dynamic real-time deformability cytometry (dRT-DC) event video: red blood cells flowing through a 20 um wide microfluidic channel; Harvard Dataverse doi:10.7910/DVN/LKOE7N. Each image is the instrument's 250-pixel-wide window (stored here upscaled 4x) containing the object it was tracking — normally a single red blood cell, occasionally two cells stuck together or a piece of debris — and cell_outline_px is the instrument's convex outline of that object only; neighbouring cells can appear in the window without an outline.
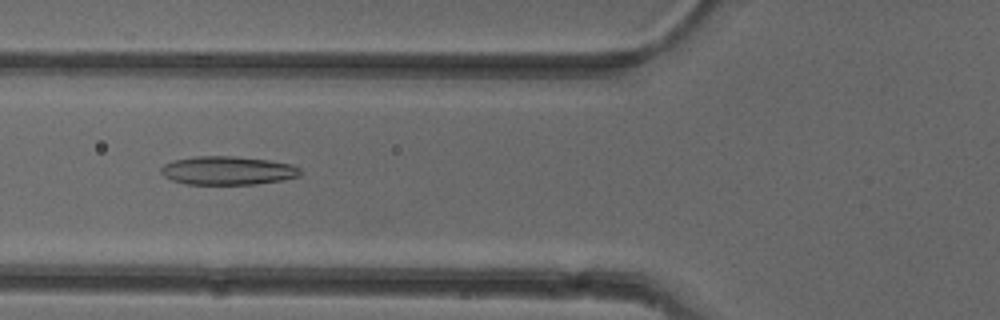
{"species": "common noctule bat (a hibernating species)", "species_latin": "Nyctalus noctula", "temperature_condition": "cold", "stored_images_in_passage": 39, "camera_frame_rate_fps": 3000, "um_per_image_px": 0.085, "animal": {"sex": "female"}, "frame": {"image": 1, "passage_image": 7, "time_ms": 2.0, "image_size_px": [1000, 320], "cell_outline_px": [[300, 176], [284, 180], [256, 184], [188, 184], [172, 180], [164, 176], [160, 172], [160, 168], [164, 164], [172, 160], [196, 156], [232, 156], [268, 160], [292, 164], [300, 168]], "centroid_in_image_um": [19.35, 14.49], "position_along_channel_um": 106.5, "area_um2": 23.24}}
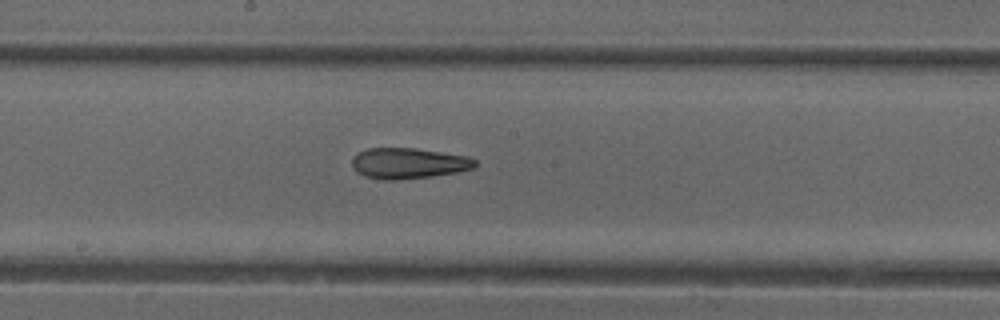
{"frame": {"image": 2, "passage_image": 15, "time_ms": 4.667, "image_size_px": [1000, 320], "cell_outline_px": [[476, 168], [456, 172], [432, 176], [400, 180], [384, 180], [364, 176], [356, 172], [352, 168], [352, 156], [368, 148], [416, 148], [468, 156], [476, 160]], "centroid_in_image_um": [34.71, 13.88], "position_along_channel_um": 213.5, "area_um2": 22.25}}
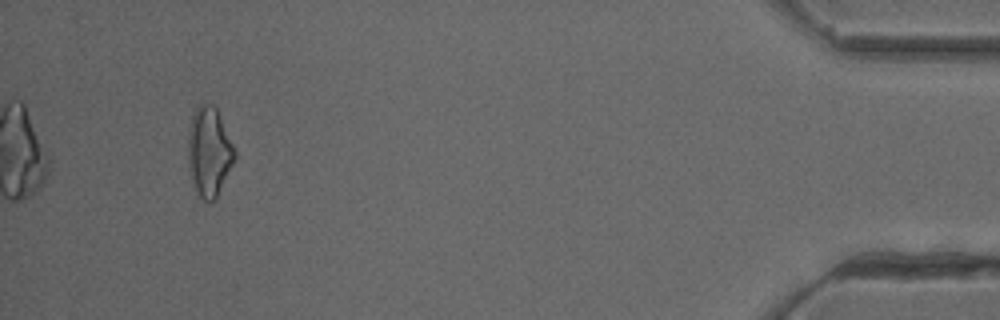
{"frame": {"image": 3, "passage_image": 36, "time_ms": 11.667, "image_size_px": [1000, 320], "cell_outline_px": [[236, 156], [216, 200], [212, 204], [208, 204], [196, 192], [192, 180], [188, 164], [188, 132], [192, 116], [196, 108], [200, 104], [212, 104], [216, 108], [236, 152]], "centroid_in_image_um": [17.77, 12.95], "position_along_channel_um": 417.4, "area_um2": 24.22}, "authors_computed_cell_mechanics": {"area_um2": 22.253, "velocity_mm_per_s": 4.0004, "shape_relaxation_time_tau1_ms": 8.9938, "shape_relaxation_time_tau2_ms": 5.0381, "deformation_change_tau1": 0.2043, "deformation_change_tau2": 0.1573}}